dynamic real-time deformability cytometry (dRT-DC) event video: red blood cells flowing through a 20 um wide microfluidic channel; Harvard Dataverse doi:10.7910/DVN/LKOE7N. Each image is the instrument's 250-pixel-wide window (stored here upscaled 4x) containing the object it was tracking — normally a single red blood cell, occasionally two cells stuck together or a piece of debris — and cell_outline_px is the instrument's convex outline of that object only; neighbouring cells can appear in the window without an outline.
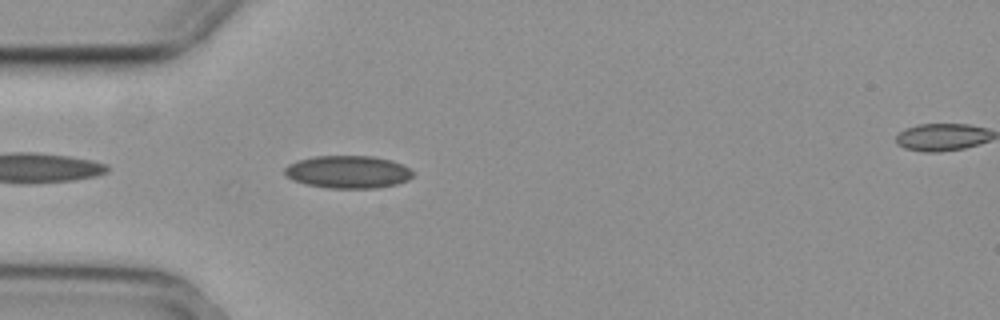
{"species": "common noctule bat (a hibernating species)", "species_latin": "Nyctalus noctula", "temperature_condition": "cold", "stored_images_in_passage": 8, "camera_frame_rate_fps": 3000, "um_per_image_px": 0.085, "animal": {"sex": "female", "body_mass_g": 29.2, "forearm_length_mm": 56.3}, "frame": {"image": 1, "passage_image": 1, "time_ms": 0.0, "image_size_px": [1000, 320], "cell_outline_px": [[412, 176], [408, 180], [396, 184], [376, 188], [328, 188], [308, 184], [292, 180], [284, 172], [284, 168], [288, 164], [300, 160], [316, 156], [372, 156], [392, 160], [408, 168], [412, 172]], "centroid_in_image_um": [29.57, 14.61], "position_along_channel_um": 55.4, "area_um2": 24.16}}
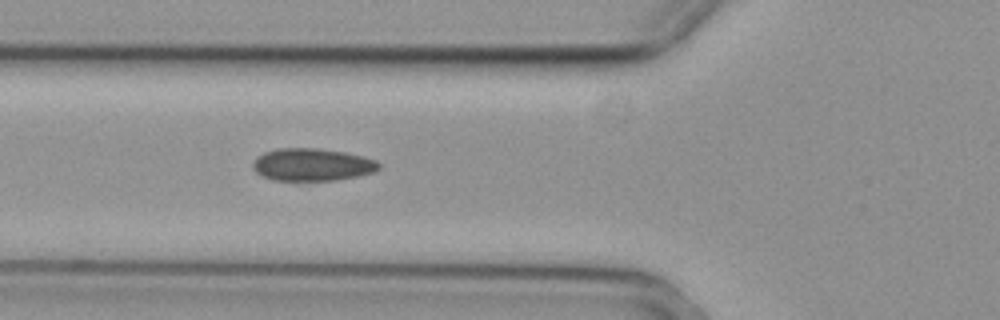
{"frame": {"image": 2, "passage_image": 5, "time_ms": 1.333, "image_size_px": [1000, 320], "cell_outline_px": [[380, 168], [376, 172], [360, 176], [336, 180], [296, 184], [272, 180], [256, 172], [252, 168], [252, 164], [256, 156], [264, 152], [276, 148], [316, 148], [344, 152], [364, 156], [376, 160], [380, 164]], "centroid_in_image_um": [26.51, 14.04], "position_along_channel_um": 99.3, "area_um2": 25.03}}